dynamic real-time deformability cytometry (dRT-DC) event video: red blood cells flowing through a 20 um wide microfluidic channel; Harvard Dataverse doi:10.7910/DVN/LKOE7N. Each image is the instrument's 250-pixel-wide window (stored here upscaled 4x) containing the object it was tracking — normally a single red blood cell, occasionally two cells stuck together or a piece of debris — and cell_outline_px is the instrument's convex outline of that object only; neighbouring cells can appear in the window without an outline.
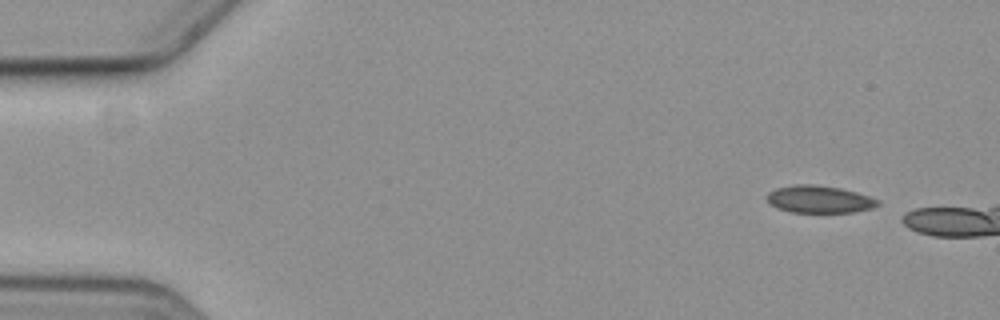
{"species": "common noctule bat (a hibernating species)", "species_latin": "Nyctalus noctula", "temperature_condition": "cold", "stored_images_in_passage": 5, "camera_frame_rate_fps": 3000, "um_per_image_px": 0.085, "animal": {"sex": "female", "body_mass_g": 19.3, "forearm_length_mm": 54.1}, "frame": {"image": 1, "passage_image": 1, "time_ms": 0.0, "image_size_px": [1000, 320], "cell_outline_px": [[880, 204], [872, 208], [852, 212], [792, 212], [780, 208], [772, 204], [768, 200], [768, 192], [776, 188], [796, 184], [812, 184], [840, 188], [856, 192], [880, 200]], "centroid_in_image_um": [69.67, 16.93], "position_along_channel_um": 15.3, "area_um2": 17.4}}